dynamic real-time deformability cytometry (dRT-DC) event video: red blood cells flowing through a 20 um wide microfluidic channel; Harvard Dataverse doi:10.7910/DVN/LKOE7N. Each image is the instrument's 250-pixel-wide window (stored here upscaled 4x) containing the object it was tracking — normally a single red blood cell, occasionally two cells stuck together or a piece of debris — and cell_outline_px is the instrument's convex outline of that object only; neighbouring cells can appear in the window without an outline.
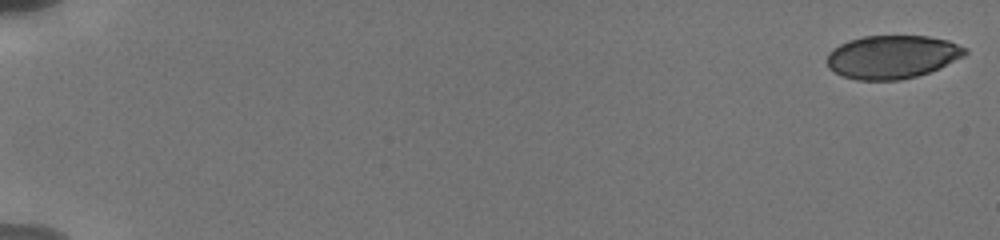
{"species": "human", "species_latin": "Homo sapiens", "temperature_condition": "cold", "stored_images_in_passage": 12, "camera_frame_rate_fps": 3000, "um_per_image_px": 0.085, "donor": {"sex": "male"}, "frame": {"image": 1, "passage_image": 1, "time_ms": 0.0, "image_size_px": [1000, 240], "cell_outline_px": [[968, 52], [964, 56], [940, 68], [916, 76], [900, 80], [856, 80], [844, 76], [828, 68], [828, 52], [840, 44], [848, 40], [864, 36], [928, 36], [948, 40], [968, 48]], "centroid_in_image_um": [75.86, 4.83], "position_along_channel_um": 9.1, "area_um2": 34.85}}
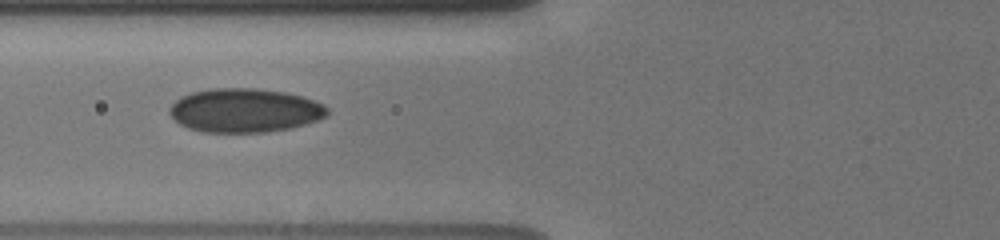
{"frame": {"image": 2, "passage_image": 10, "time_ms": 7.667, "image_size_px": [1000, 240], "cell_outline_px": [[328, 116], [292, 128], [268, 132], [200, 132], [188, 128], [180, 124], [168, 112], [168, 108], [180, 96], [192, 92], [216, 88], [256, 88], [284, 92], [300, 96], [324, 104], [328, 108]], "centroid_in_image_um": [20.79, 9.39], "position_along_channel_um": 105.0, "area_um2": 40.4}}
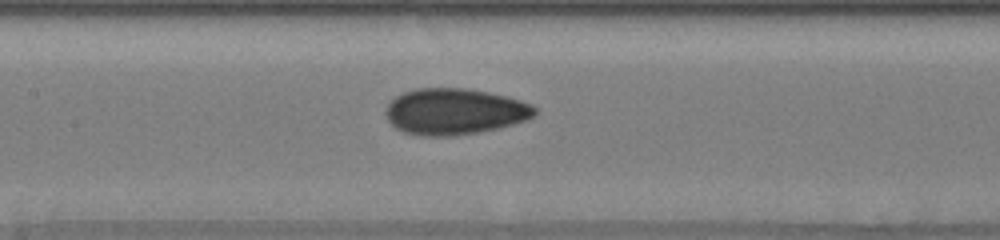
{"frame": {"image": 3, "passage_image": 12, "time_ms": 9.333, "image_size_px": [1000, 240], "cell_outline_px": [[536, 112], [528, 120], [496, 128], [456, 136], [424, 136], [404, 132], [396, 128], [388, 120], [384, 112], [388, 104], [396, 96], [404, 92], [416, 88], [468, 88], [508, 96], [532, 104], [536, 108]], "centroid_in_image_um": [38.64, 9.47], "position_along_channel_um": 168.8, "area_um2": 40.17}}